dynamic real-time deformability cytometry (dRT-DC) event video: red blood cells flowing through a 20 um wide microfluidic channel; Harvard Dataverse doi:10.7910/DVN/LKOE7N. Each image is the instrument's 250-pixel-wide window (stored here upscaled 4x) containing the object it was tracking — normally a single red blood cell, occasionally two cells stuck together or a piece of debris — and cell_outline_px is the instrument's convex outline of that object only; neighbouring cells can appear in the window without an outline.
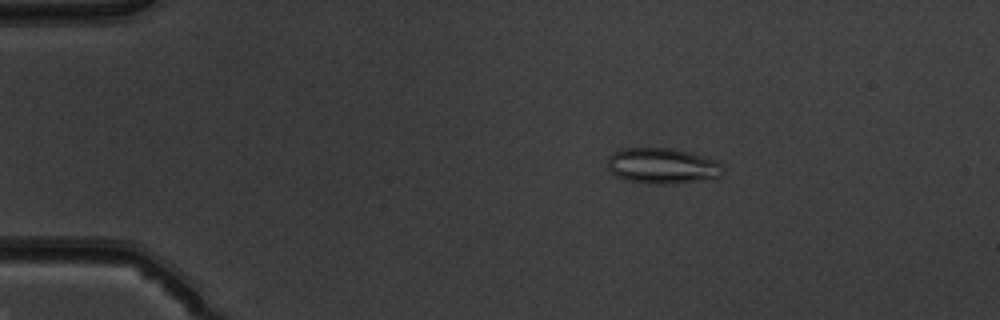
{"species": "common noctule bat (a hibernating species)", "species_latin": "Nyctalus noctula", "temperature_condition": "warm", "stored_images_in_passage": 51, "camera_frame_rate_fps": 3000, "um_per_image_px": 0.085, "animal": {"sex": "male", "body_mass_g": 19.5, "forearm_length_mm": 54.6}, "frame": {"image": 1, "passage_image": 9, "time_ms": 2.667, "image_size_px": [1000, 320], "cell_outline_px": [[724, 172], [716, 180], [664, 184], [652, 184], [628, 180], [616, 176], [608, 168], [608, 156], [612, 152], [620, 148], [672, 148], [688, 152], [716, 160], [724, 168]], "centroid_in_image_um": [56.33, 14.11], "position_along_channel_um": 28.7, "area_um2": 24.33}}
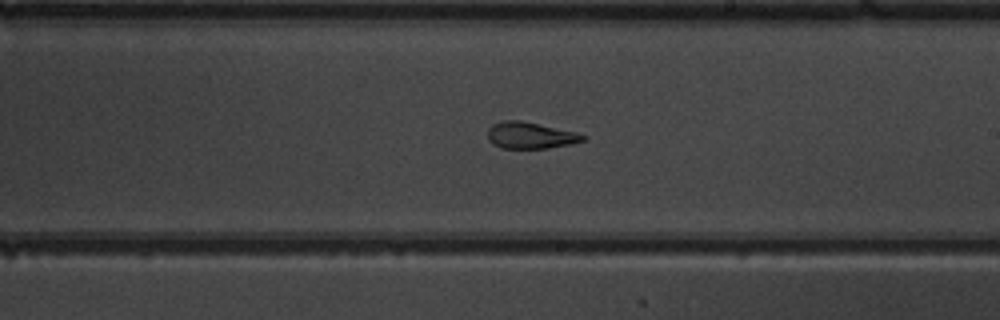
{"frame": {"image": 2, "passage_image": 30, "time_ms": 9.667, "image_size_px": [1000, 320], "cell_outline_px": [[588, 140], [572, 144], [548, 148], [504, 148], [488, 140], [488, 128], [492, 124], [504, 120], [520, 120], [576, 132], [588, 136]], "centroid_in_image_um": [45.14, 11.5], "position_along_channel_um": 243.9, "area_um2": 14.74}}
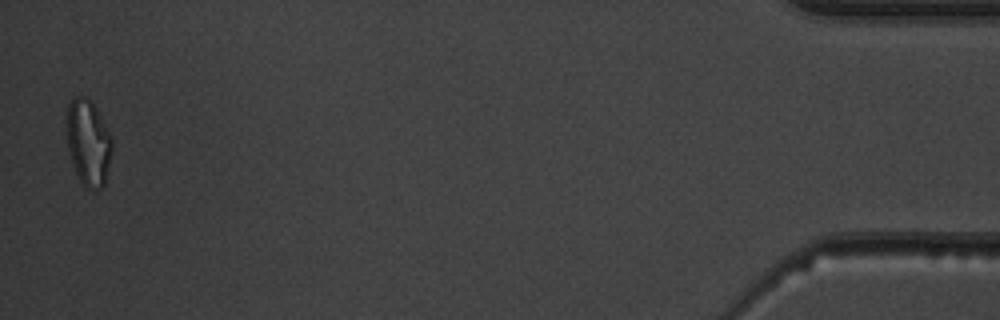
{"frame": {"image": 3, "passage_image": 50, "time_ms": 16.333, "image_size_px": [1000, 320], "cell_outline_px": [[112, 152], [104, 184], [96, 192], [84, 188], [76, 172], [68, 152], [68, 104], [76, 96], [84, 96], [92, 100], [112, 136]], "centroid_in_image_um": [7.53, 12.15], "position_along_channel_um": 427.7, "area_um2": 22.77}, "authors_computed_cell_mechanics": {"area_um2": 19.8254, "velocity_mm_per_s": 4.0341, "shape_relaxation_time_tau1_ms": null, "shape_relaxation_time_tau2_ms": 1.7279, "deformation_change_tau1": null, "deformation_change_tau2": 0.0876}}